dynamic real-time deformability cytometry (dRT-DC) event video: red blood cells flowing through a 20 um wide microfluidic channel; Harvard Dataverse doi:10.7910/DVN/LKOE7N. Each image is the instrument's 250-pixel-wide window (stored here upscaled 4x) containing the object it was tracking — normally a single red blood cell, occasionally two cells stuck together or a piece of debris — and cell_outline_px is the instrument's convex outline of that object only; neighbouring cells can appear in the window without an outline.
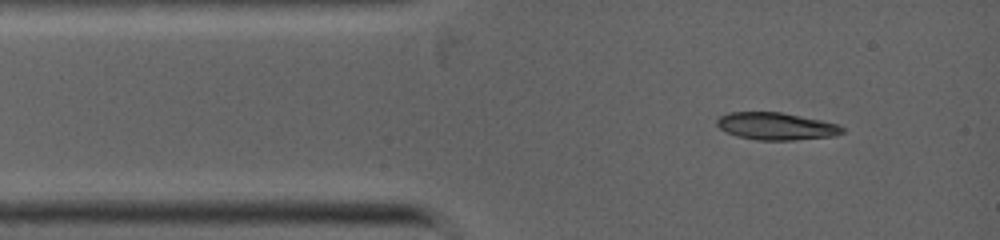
{"species": "common noctule bat (a hibernating species)", "species_latin": "Nyctalus noctula", "temperature_condition": "warm", "stored_images_in_passage": 2, "camera_frame_rate_fps": 5000, "um_per_image_px": 0.085, "animal": {"sex": "female", "body_mass_g": 19.0, "forearm_length_mm": 53.3}, "frame": {"image": 1, "passage_image": 2, "time_ms": 0.4, "image_size_px": [1000, 240], "cell_outline_px": [[844, 132], [836, 136], [792, 140], [756, 140], [736, 136], [720, 128], [716, 124], [716, 120], [720, 116], [728, 112], [780, 112], [820, 120], [836, 124], [844, 128]], "centroid_in_image_um": [65.96, 10.73], "position_along_channel_um": 19.0, "area_um2": 19.88}}